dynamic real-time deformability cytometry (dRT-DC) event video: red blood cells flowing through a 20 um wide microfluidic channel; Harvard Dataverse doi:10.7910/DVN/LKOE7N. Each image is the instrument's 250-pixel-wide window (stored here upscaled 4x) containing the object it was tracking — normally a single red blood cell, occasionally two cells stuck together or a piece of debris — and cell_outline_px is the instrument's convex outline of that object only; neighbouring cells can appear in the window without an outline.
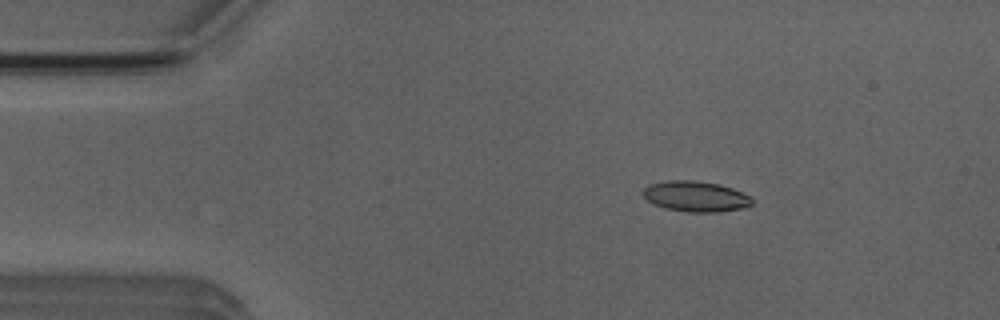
{"species": "Egyptian fruit bat (a non-hibernating species)", "species_latin": "Rousettus aegyptiacus", "temperature_condition": "room temperature", "stored_images_in_passage": 2, "camera_frame_rate_fps": 3000, "um_per_image_px": 0.085, "animal": {"sex": "male"}, "frame": {"image": 1, "passage_image": 1, "time_ms": 0.0, "image_size_px": [1000, 320], "cell_outline_px": [[752, 204], [744, 208], [716, 212], [688, 212], [664, 208], [652, 204], [644, 196], [644, 188], [648, 184], [668, 180], [696, 180], [720, 184], [732, 188], [752, 196]], "centroid_in_image_um": [59.14, 16.69], "position_along_channel_um": 25.9, "area_um2": 19.59}}